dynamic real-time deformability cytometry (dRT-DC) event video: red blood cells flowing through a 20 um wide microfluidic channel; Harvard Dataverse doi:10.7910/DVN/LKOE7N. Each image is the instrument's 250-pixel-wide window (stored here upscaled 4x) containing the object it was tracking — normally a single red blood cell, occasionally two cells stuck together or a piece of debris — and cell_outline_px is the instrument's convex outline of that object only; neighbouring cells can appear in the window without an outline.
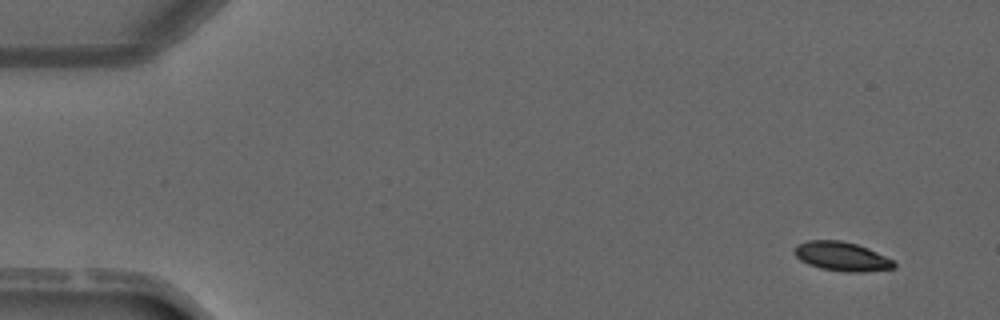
{"species": "common noctule bat (a hibernating species)", "species_latin": "Nyctalus noctula", "temperature_condition": "warm", "stored_images_in_passage": 4, "camera_frame_rate_fps": 3000, "um_per_image_px": 0.085, "animal": {"sex": "male", "forearm_length_mm": 52.5}, "frame": {"image": 1, "passage_image": 1, "time_ms": 0.0, "image_size_px": [1000, 320], "cell_outline_px": [[896, 268], [860, 272], [848, 272], [820, 268], [808, 264], [800, 260], [796, 256], [792, 248], [796, 244], [808, 240], [840, 240], [856, 244], [868, 248], [892, 260], [896, 264]], "centroid_in_image_um": [71.51, 21.79], "position_along_channel_um": 13.5, "area_um2": 16.88}}
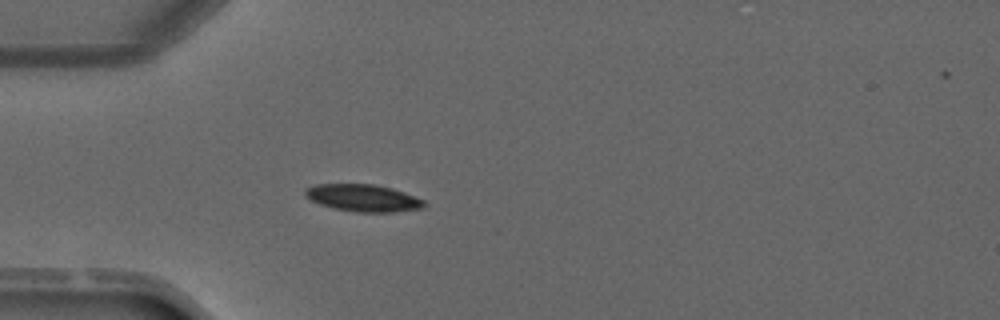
{"frame": {"image": 2, "passage_image": 4, "time_ms": 3.333, "image_size_px": [1000, 320], "cell_outline_px": [[424, 208], [392, 212], [360, 212], [332, 208], [320, 204], [312, 200], [304, 192], [304, 188], [316, 184], [376, 184], [392, 188], [404, 192], [424, 200]], "centroid_in_image_um": [30.87, 16.82], "position_along_channel_um": 54.1, "area_um2": 18.73}}